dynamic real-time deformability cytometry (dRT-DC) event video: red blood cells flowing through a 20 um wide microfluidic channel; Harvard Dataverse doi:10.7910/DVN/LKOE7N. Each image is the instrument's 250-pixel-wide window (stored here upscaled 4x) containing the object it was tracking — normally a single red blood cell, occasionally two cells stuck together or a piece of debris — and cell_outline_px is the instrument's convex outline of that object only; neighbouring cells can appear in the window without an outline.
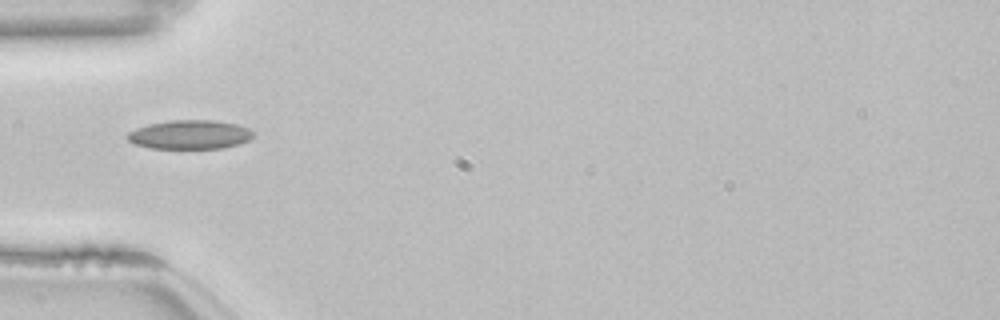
{"species": "common noctule bat (a hibernating species)", "species_latin": "Nyctalus noctula", "temperature_condition": "room temperature", "stored_images_in_passage": 37, "camera_frame_rate_fps": 3000, "um_per_image_px": 0.085, "animal": {"sex": "female", "body_mass_g": 22.7, "forearm_length_mm": 54.2}, "frame": {"image": 1, "passage_image": 1, "time_ms": 0.0, "image_size_px": [1000, 320], "cell_outline_px": [[252, 136], [248, 140], [240, 144], [220, 148], [152, 148], [136, 144], [128, 140], [124, 136], [128, 132], [136, 128], [148, 124], [172, 120], [216, 120], [236, 124], [248, 128], [252, 132]], "centroid_in_image_um": [16.11, 11.43], "position_along_channel_um": 68.9, "area_um2": 21.15}, "authors_computed_cell_mechanics": {"area_um2": 19.2474, "velocity_mm_per_s": 3.8502, "shape_relaxation_time_tau1_ms": null, "shape_relaxation_time_tau2_ms": 3.7715, "deformation_change_tau1": null, "deformation_change_tau2": 0.0956}}